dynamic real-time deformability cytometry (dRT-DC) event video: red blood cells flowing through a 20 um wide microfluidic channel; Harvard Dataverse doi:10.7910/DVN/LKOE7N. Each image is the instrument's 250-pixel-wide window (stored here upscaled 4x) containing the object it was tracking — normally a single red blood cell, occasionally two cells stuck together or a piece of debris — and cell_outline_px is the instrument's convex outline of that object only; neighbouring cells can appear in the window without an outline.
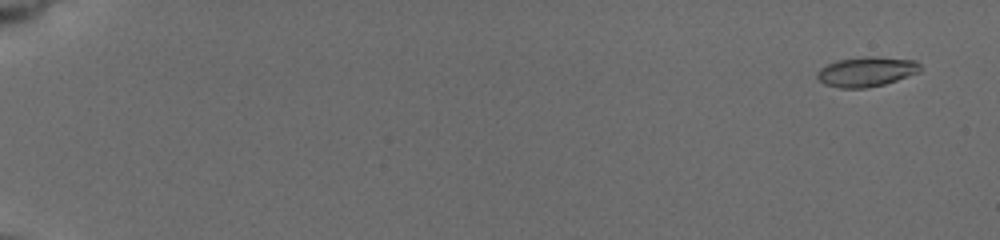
{"species": "common noctule bat (a hibernating species)", "species_latin": "Nyctalus noctula", "temperature_condition": "cold", "stored_images_in_passage": 7, "camera_frame_rate_fps": 3000, "um_per_image_px": 0.085, "animal": {"sex": "female", "body_mass_g": 19.5, "forearm_length_mm": 54.1}, "frame": {"image": 1, "passage_image": 1, "time_ms": 0.0, "image_size_px": [1000, 240], "cell_outline_px": [[920, 72], [884, 84], [864, 88], [840, 88], [824, 84], [816, 76], [816, 72], [820, 68], [836, 60], [868, 56], [872, 56], [916, 60], [920, 64]], "centroid_in_image_um": [73.63, 6.09], "position_along_channel_um": 11.4, "area_um2": 17.86}}
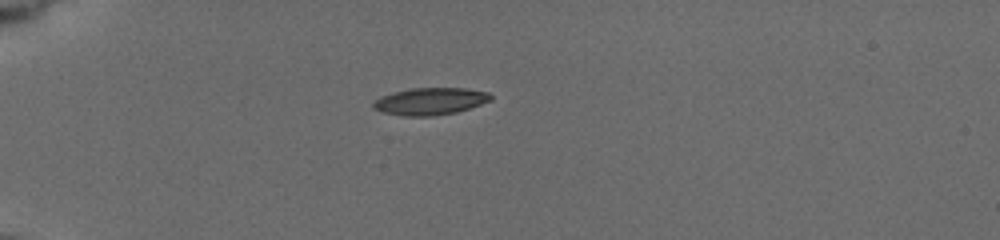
{"frame": {"image": 2, "passage_image": 5, "time_ms": 5.0, "image_size_px": [1000, 240], "cell_outline_px": [[492, 100], [456, 112], [432, 116], [404, 116], [384, 112], [372, 108], [372, 104], [380, 96], [392, 92], [412, 88], [468, 88], [488, 92], [492, 96]], "centroid_in_image_um": [36.56, 8.6], "position_along_channel_um": 48.4, "area_um2": 18.55}}
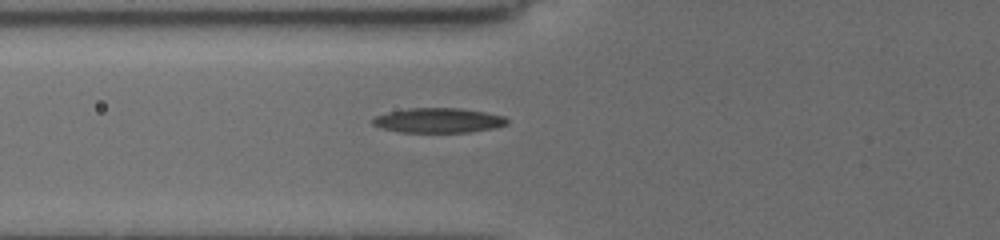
{"frame": {"image": 3, "passage_image": 7, "time_ms": 7.0, "image_size_px": [1000, 240], "cell_outline_px": [[508, 124], [492, 128], [468, 132], [400, 132], [380, 128], [372, 124], [372, 120], [376, 116], [388, 112], [408, 108], [460, 108], [484, 112], [504, 116], [508, 120]], "centroid_in_image_um": [37.24, 10.23], "position_along_channel_um": 88.6, "area_um2": 19.31}}